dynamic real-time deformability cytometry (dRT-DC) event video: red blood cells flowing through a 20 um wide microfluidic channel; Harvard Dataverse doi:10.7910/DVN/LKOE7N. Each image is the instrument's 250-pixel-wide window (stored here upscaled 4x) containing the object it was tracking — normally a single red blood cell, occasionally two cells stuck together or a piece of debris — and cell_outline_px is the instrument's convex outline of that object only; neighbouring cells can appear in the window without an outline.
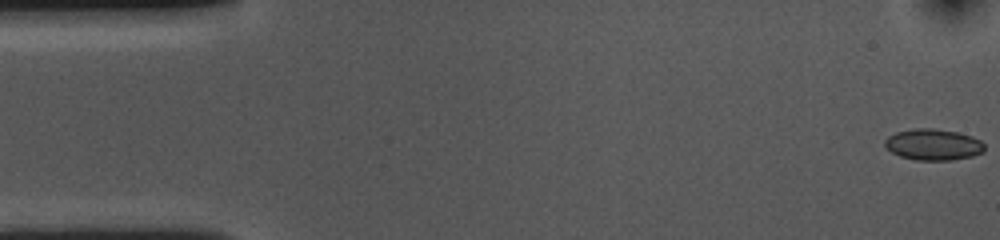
{"species": "common noctule bat (a hibernating species)", "species_latin": "Nyctalus noctula", "temperature_condition": "cold", "stored_images_in_passage": 13, "camera_frame_rate_fps": 3000, "um_per_image_px": 0.085, "animal": {"sex": "female", "body_mass_g": 10.0, "forearm_length_mm": 53.1}, "frame": {"image": 1, "passage_image": 1, "time_ms": 0.0, "image_size_px": [1000, 240], "cell_outline_px": [[984, 152], [972, 156], [952, 160], [916, 160], [900, 156], [892, 152], [884, 144], [884, 140], [888, 136], [896, 132], [916, 128], [932, 128], [956, 132], [972, 136], [980, 140], [984, 144]], "centroid_in_image_um": [79.33, 12.29], "position_along_channel_um": 5.7, "area_um2": 18.09}}